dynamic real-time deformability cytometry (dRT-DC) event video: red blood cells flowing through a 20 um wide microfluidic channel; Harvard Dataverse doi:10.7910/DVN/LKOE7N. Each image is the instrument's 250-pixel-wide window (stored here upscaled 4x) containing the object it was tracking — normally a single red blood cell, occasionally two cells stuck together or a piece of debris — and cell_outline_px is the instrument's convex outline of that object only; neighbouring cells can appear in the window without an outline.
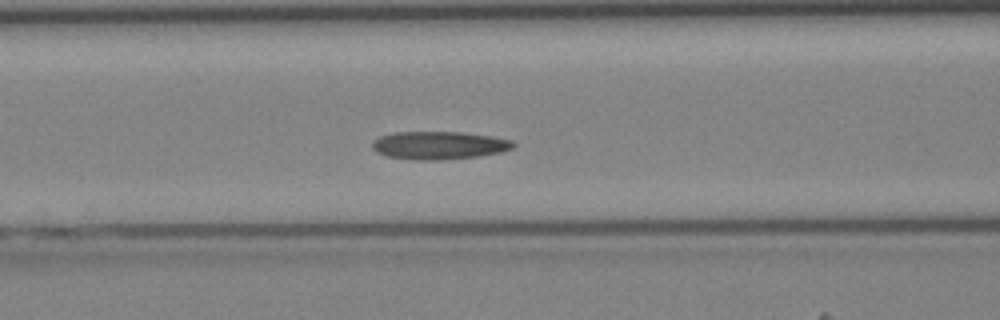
{"species": "Egyptian fruit bat (a non-hibernating species)", "species_latin": "Rousettus aegyptiacus", "temperature_condition": "cold", "stored_images_in_passage": 37, "camera_frame_rate_fps": 3000, "um_per_image_px": 0.085, "animal": {"sex": "female"}, "frame": {"image": 1, "passage_image": 12, "time_ms": 3.667, "image_size_px": [1000, 320], "cell_outline_px": [[516, 144], [512, 148], [500, 152], [476, 156], [440, 160], [416, 160], [388, 156], [376, 152], [372, 148], [372, 140], [380, 136], [392, 132], [460, 132], [492, 136], [512, 140]], "centroid_in_image_um": [37.28, 12.34], "position_along_channel_um": 129.3, "area_um2": 22.95}}
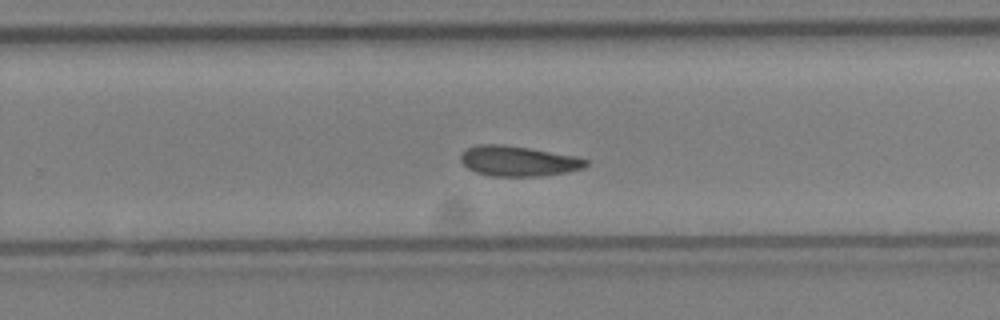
{"frame": {"image": 2, "passage_image": 22, "time_ms": 7.0, "image_size_px": [1000, 320], "cell_outline_px": [[588, 164], [584, 168], [568, 172], [544, 176], [492, 176], [476, 172], [468, 168], [460, 160], [460, 156], [464, 148], [476, 144], [504, 144], [576, 156], [588, 160]], "centroid_in_image_um": [44.04, 13.68], "position_along_channel_um": 285.8, "area_um2": 22.25}}
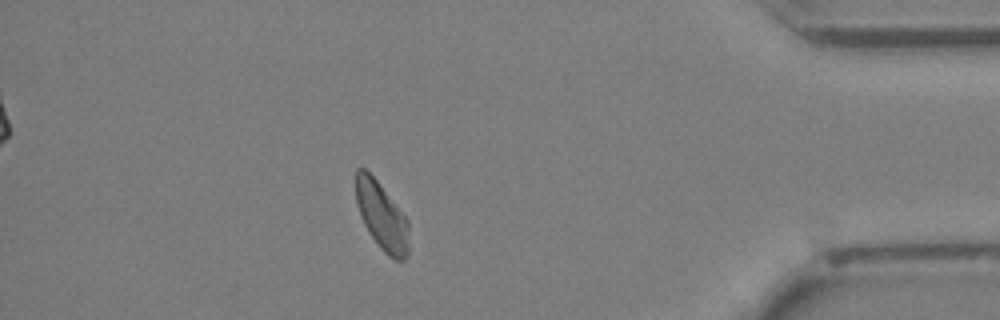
{"frame": {"image": 3, "passage_image": 32, "time_ms": 10.333, "image_size_px": [1000, 320], "cell_outline_px": [[408, 256], [404, 260], [392, 260], [380, 248], [368, 232], [360, 216], [356, 204], [356, 168], [364, 168], [376, 180], [408, 220]], "centroid_in_image_um": [32.44, 18.41], "position_along_channel_um": 402.8, "area_um2": 20.81}}